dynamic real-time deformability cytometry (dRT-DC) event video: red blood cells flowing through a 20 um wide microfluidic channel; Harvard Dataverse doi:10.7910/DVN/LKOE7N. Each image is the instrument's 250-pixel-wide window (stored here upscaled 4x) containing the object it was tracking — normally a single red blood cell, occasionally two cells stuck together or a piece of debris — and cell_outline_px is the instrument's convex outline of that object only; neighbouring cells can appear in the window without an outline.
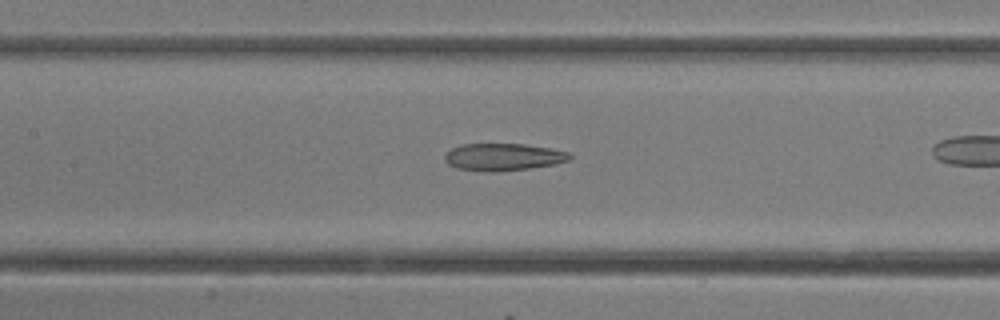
{"species": "common noctule bat (a hibernating species)", "species_latin": "Nyctalus noctula", "temperature_condition": "room temperature", "stored_images_in_passage": 13, "camera_frame_rate_fps": 3000, "um_per_image_px": 0.085, "animal": {"sex": "female"}, "frame": {"image": 1, "passage_image": 6, "time_ms": 1.667, "image_size_px": [1000, 320], "cell_outline_px": [[572, 160], [552, 164], [528, 168], [496, 172], [456, 168], [448, 164], [444, 160], [444, 156], [452, 148], [460, 144], [524, 144], [548, 148], [568, 152], [572, 156]], "centroid_in_image_um": [42.76, 13.34], "position_along_channel_um": 164.6, "area_um2": 19.65}}